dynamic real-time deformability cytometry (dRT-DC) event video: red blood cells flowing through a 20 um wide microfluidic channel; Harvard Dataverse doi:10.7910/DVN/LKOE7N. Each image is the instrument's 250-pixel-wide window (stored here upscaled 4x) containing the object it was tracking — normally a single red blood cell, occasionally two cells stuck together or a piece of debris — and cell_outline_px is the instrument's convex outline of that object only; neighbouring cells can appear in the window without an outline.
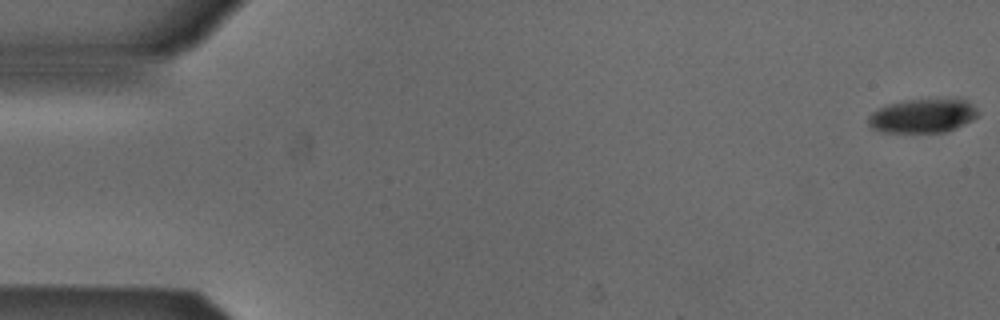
{"species": "Egyptian fruit bat (a non-hibernating species)", "species_latin": "Rousettus aegyptiacus", "temperature_condition": "cold", "stored_images_in_passage": 52, "camera_frame_rate_fps": 3000, "um_per_image_px": 0.085, "animal": {"sex": "male"}, "frame": {"image": 1, "passage_image": 1, "time_ms": 0.0, "image_size_px": [1000, 320], "cell_outline_px": [[980, 116], [956, 128], [944, 132], [884, 132], [872, 128], [868, 124], [868, 116], [872, 112], [888, 104], [904, 100], [964, 100], [972, 104], [980, 112]], "centroid_in_image_um": [78.44, 9.86], "position_along_channel_um": 6.6, "area_um2": 21.5}}
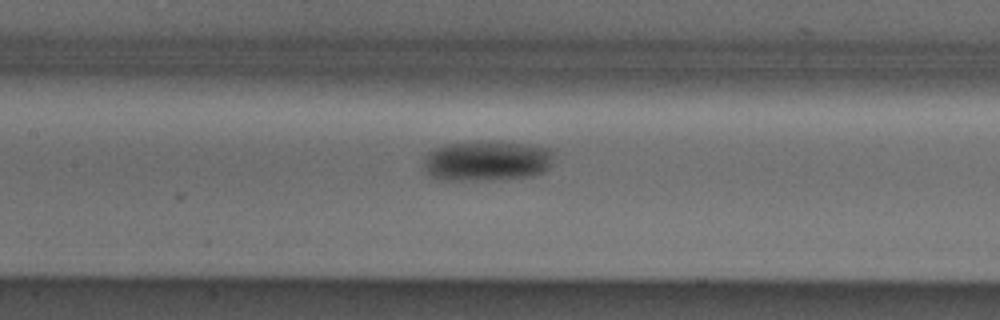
{"frame": {"image": 2, "passage_image": 25, "time_ms": 8.0, "image_size_px": [1000, 320], "cell_outline_px": [[552, 164], [544, 172], [532, 176], [484, 180], [440, 180], [432, 176], [424, 168], [424, 156], [432, 148], [444, 144], [496, 140], [528, 144], [552, 148]], "centroid_in_image_um": [41.39, 13.65], "position_along_channel_um": 166.0, "area_um2": 31.04}}
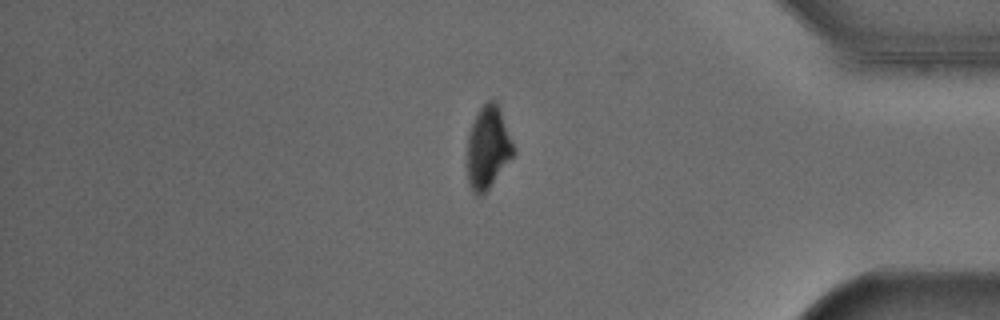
{"frame": {"image": 3, "passage_image": 45, "time_ms": 14.667, "image_size_px": [1000, 320], "cell_outline_px": [[516, 152], [488, 188], [480, 196], [476, 196], [472, 192], [468, 184], [468, 136], [476, 112], [488, 100], [496, 100], [500, 108], [512, 140]], "centroid_in_image_um": [41.48, 12.52], "position_along_channel_um": 393.7, "area_um2": 22.08}, "authors_computed_cell_mechanics": {"area_um2": 24.9985, "velocity_mm_per_s": 3.8634, "shape_relaxation_time_tau1_ms": 1.9673, "shape_relaxation_time_tau2_ms": null, "deformation_change_tau1": 0.089, "deformation_change_tau2": null}}